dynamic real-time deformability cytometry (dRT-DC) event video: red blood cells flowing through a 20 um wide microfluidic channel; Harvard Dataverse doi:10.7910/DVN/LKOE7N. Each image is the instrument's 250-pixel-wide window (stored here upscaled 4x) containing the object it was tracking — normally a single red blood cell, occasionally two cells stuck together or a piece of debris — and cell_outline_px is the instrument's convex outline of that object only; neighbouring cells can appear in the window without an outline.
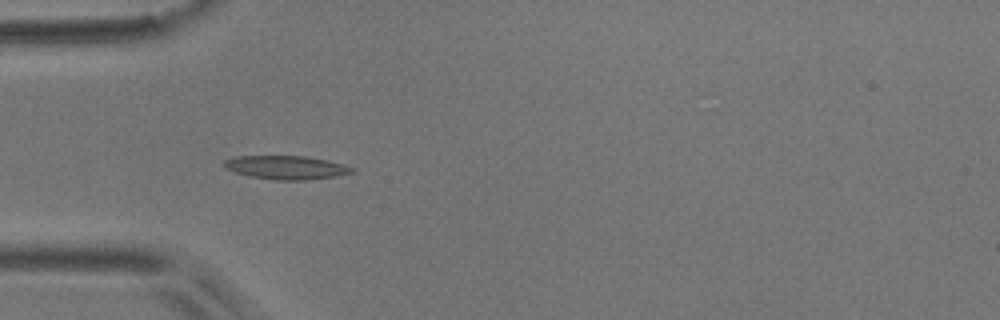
{"species": "common noctule bat (a hibernating species)", "species_latin": "Nyctalus noctula", "temperature_condition": "room temperature", "stored_images_in_passage": 9, "camera_frame_rate_fps": 3000, "um_per_image_px": 0.085, "animal": {"sex": "male", "body_mass_g": 17.9}, "frame": {"image": 1, "passage_image": 4, "time_ms": 3.333, "image_size_px": [1000, 320], "cell_outline_px": [[356, 168], [352, 172], [336, 176], [308, 180], [272, 180], [248, 176], [224, 168], [220, 164], [224, 160], [236, 156], [304, 156], [344, 164]], "centroid_in_image_um": [24.27, 14.24], "position_along_channel_um": 60.7, "area_um2": 17.69}}
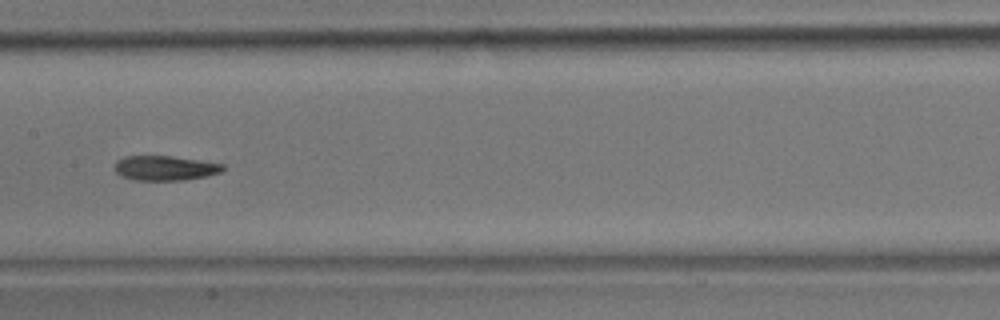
{"frame": {"image": 2, "passage_image": 7, "time_ms": 7.0, "image_size_px": [1000, 320], "cell_outline_px": [[224, 168], [220, 172], [204, 176], [184, 180], [132, 180], [116, 172], [112, 168], [116, 160], [124, 156], [168, 156], [200, 160], [224, 164]], "centroid_in_image_um": [13.97, 14.28], "position_along_channel_um": 193.4, "area_um2": 15.55}}
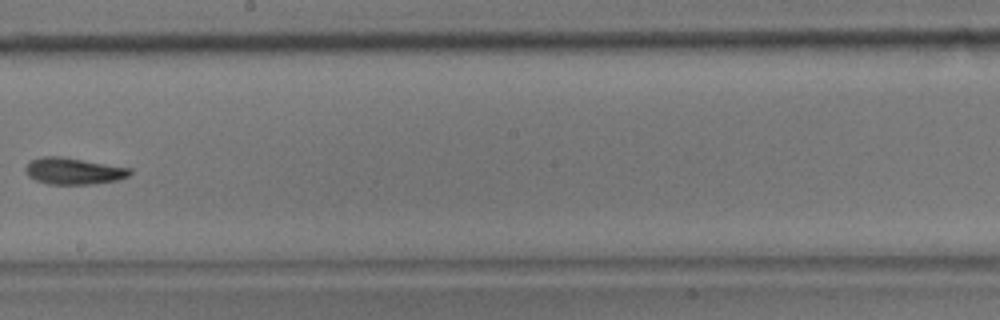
{"frame": {"image": 3, "passage_image": 8, "time_ms": 8.333, "image_size_px": [1000, 320], "cell_outline_px": [[132, 172], [128, 176], [116, 180], [96, 184], [48, 184], [36, 180], [28, 176], [24, 168], [32, 160], [40, 156], [60, 156], [132, 168]], "centroid_in_image_um": [6.25, 14.54], "position_along_channel_um": 241.9, "area_um2": 16.18}}